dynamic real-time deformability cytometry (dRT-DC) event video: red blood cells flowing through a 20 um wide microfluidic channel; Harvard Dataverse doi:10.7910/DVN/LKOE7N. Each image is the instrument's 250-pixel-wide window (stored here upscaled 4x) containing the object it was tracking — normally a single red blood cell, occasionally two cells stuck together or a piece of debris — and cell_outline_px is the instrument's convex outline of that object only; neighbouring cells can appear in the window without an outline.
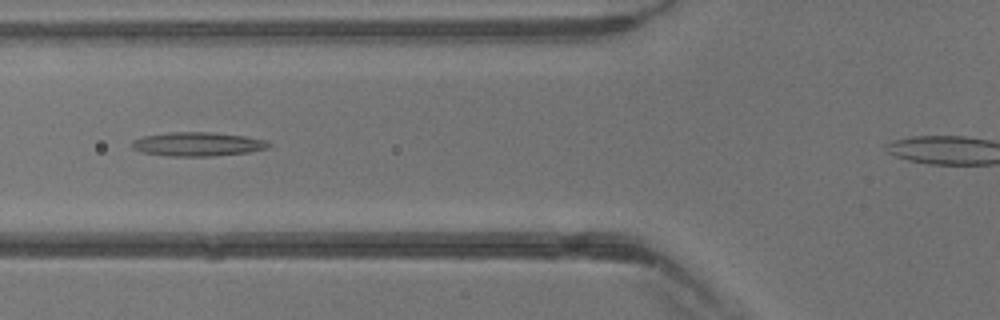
{"species": "common noctule bat (a hibernating species)", "species_latin": "Nyctalus noctula", "temperature_condition": "warm", "stored_images_in_passage": 31, "camera_frame_rate_fps": 3000, "um_per_image_px": 0.085, "animal": {"sex": "male", "body_mass_g": 13.3}, "frame": {"image": 1, "passage_image": 11, "time_ms": 3.333, "image_size_px": [1000, 320], "cell_outline_px": [[272, 144], [268, 148], [248, 152], [212, 156], [168, 156], [140, 152], [132, 148], [132, 140], [144, 136], [172, 132], [208, 132], [244, 136], [264, 140]], "centroid_in_image_um": [16.77, 12.26], "position_along_channel_um": 109.0, "area_um2": 18.96}}
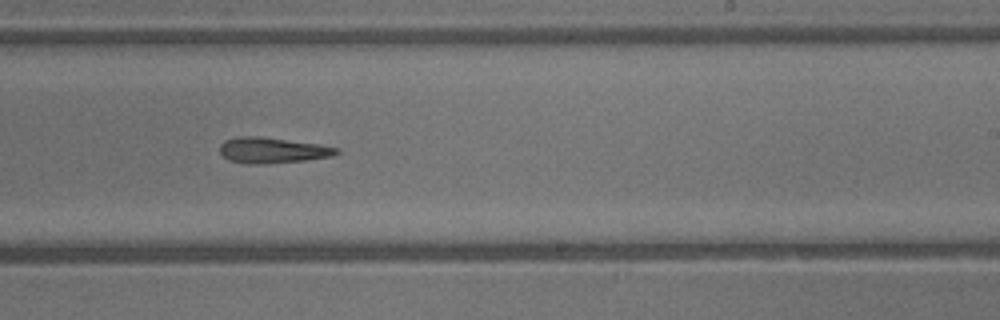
{"frame": {"image": 2, "passage_image": 20, "time_ms": 6.333, "image_size_px": [1000, 320], "cell_outline_px": [[340, 152], [332, 156], [304, 160], [256, 164], [248, 164], [228, 160], [220, 152], [220, 144], [224, 140], [236, 136], [256, 136], [320, 144], [340, 148]], "centroid_in_image_um": [23.14, 12.76], "position_along_channel_um": 265.9, "area_um2": 17.4}}
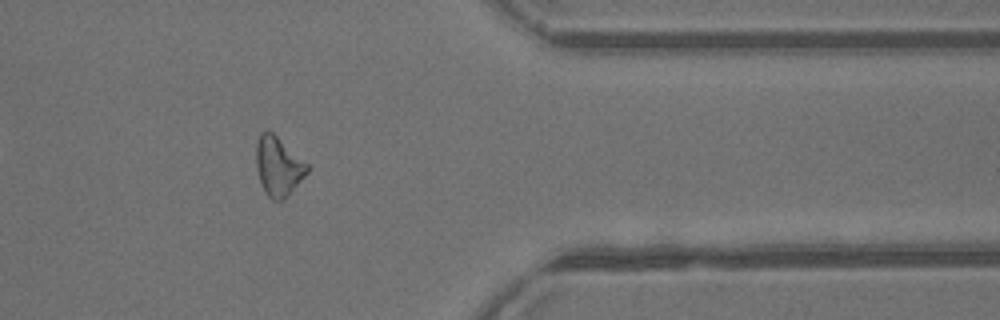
{"frame": {"image": 3, "passage_image": 28, "time_ms": 9.0, "image_size_px": [1000, 320], "cell_outline_px": [[308, 172], [284, 200], [272, 200], [264, 192], [260, 184], [256, 168], [256, 144], [260, 132], [268, 128], [308, 164]], "centroid_in_image_um": [23.62, 14.12], "position_along_channel_um": 387.8, "area_um2": 17.74}}